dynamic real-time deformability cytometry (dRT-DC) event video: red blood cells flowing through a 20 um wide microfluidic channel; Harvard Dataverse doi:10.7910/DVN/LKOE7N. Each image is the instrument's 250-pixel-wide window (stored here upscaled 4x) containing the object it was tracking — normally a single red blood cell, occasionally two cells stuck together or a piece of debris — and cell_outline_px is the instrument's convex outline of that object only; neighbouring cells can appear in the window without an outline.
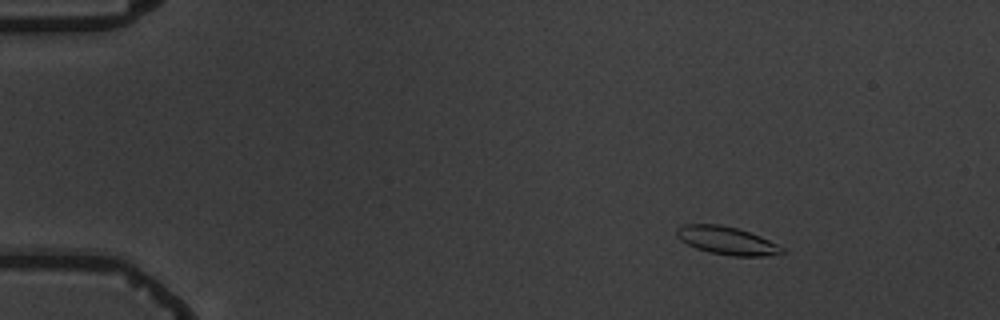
{"species": "common noctule bat (a hibernating species)", "species_latin": "Nyctalus noctula", "temperature_condition": "warm", "stored_images_in_passage": 5, "camera_frame_rate_fps": 3000, "um_per_image_px": 0.085, "animal": {"sex": "male", "body_mass_g": 19.5, "forearm_length_mm": 54.6}, "frame": {"image": 1, "passage_image": 2, "time_ms": 2.333, "image_size_px": [1000, 320], "cell_outline_px": [[784, 252], [764, 256], [732, 256], [708, 252], [696, 248], [680, 240], [676, 236], [676, 228], [684, 224], [720, 224], [736, 228], [760, 236], [784, 248]], "centroid_in_image_um": [61.73, 20.44], "position_along_channel_um": 23.3, "area_um2": 17.05}}